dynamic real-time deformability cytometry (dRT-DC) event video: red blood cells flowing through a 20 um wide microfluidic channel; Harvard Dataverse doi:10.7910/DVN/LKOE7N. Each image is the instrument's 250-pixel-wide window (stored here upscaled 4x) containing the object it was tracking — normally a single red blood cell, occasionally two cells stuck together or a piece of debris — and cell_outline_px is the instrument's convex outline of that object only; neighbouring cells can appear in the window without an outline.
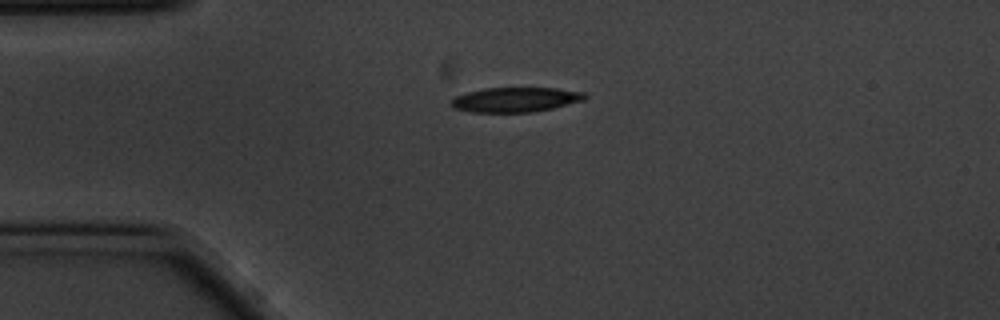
{"species": "common noctule bat (a hibernating species)", "species_latin": "Nyctalus noctula", "temperature_condition": "cold", "stored_images_in_passage": 45, "camera_frame_rate_fps": 3000, "um_per_image_px": 0.085, "animal": {"sex": "male", "body_mass_g": 20.1, "forearm_length_mm": 53.5}, "frame": {"image": 1, "passage_image": 1, "time_ms": 0.0, "image_size_px": [1000, 320], "cell_outline_px": [[588, 96], [584, 100], [552, 108], [532, 112], [472, 112], [452, 108], [448, 104], [456, 96], [468, 92], [484, 88], [556, 88], [584, 92]], "centroid_in_image_um": [43.8, 8.47], "position_along_channel_um": 41.2, "area_um2": 19.25}}
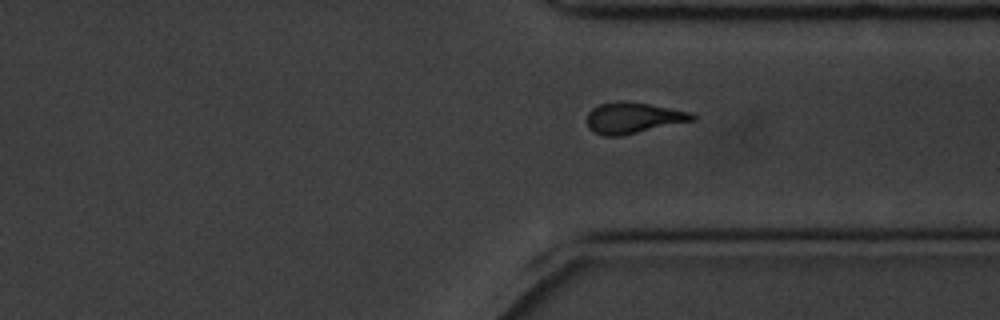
{"frame": {"image": 2, "passage_image": 30, "time_ms": 9.667, "image_size_px": [1000, 320], "cell_outline_px": [[696, 120], [620, 136], [604, 136], [588, 128], [584, 120], [588, 112], [592, 108], [600, 104], [620, 100], [648, 104], [692, 112], [696, 116]], "centroid_in_image_um": [53.79, 10.02], "position_along_channel_um": 357.6, "area_um2": 19.19}}
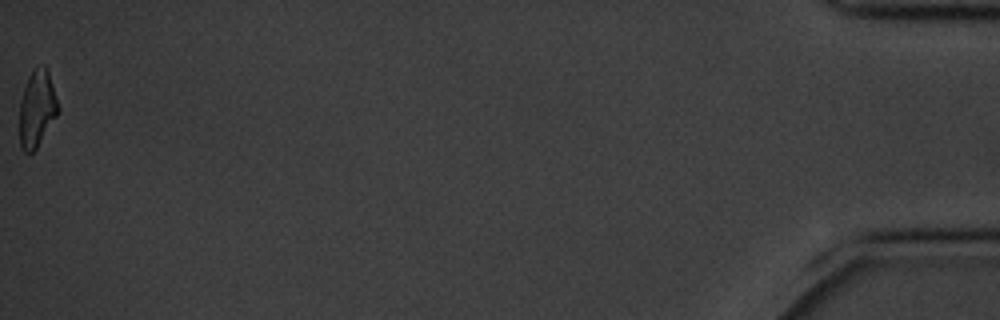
{"frame": {"image": 3, "passage_image": 45, "time_ms": 14.667, "image_size_px": [1000, 320], "cell_outline_px": [[60, 112], [36, 148], [32, 152], [24, 152], [20, 148], [20, 100], [28, 76], [36, 68], [44, 64], [48, 68], [60, 108]], "centroid_in_image_um": [3.17, 9.22], "position_along_channel_um": 432.0, "area_um2": 17.4}, "authors_computed_cell_mechanics": {"area_um2": 19.3052, "velocity_mm_per_s": 3.4909, "shape_relaxation_time_tau1_ms": 3.526, "shape_relaxation_time_tau2_ms": 3.2242, "deformation_change_tau1": 0.1462, "deformation_change_tau2": 0.1087}}